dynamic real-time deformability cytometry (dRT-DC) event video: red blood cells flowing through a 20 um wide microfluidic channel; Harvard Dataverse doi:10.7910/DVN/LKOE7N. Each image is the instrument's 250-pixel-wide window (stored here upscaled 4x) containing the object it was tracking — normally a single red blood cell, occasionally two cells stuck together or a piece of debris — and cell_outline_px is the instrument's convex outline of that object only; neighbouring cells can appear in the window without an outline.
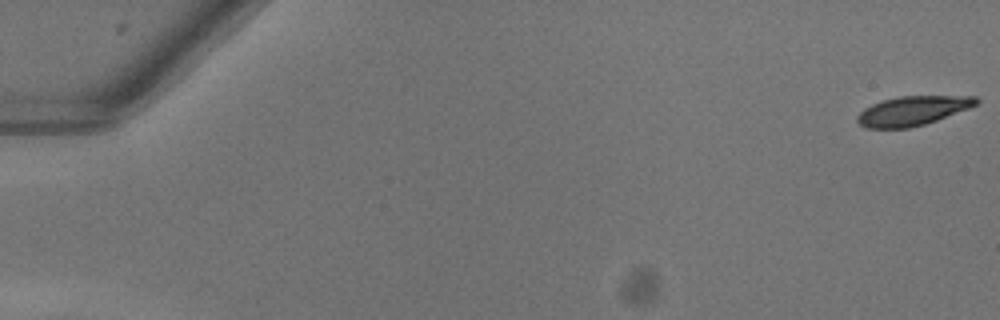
{"species": "common noctule bat (a hibernating species)", "species_latin": "Nyctalus noctula", "temperature_condition": "warm", "stored_images_in_passage": 53, "camera_frame_rate_fps": 3000, "um_per_image_px": 0.085, "animal": {"sex": "female"}, "frame": {"image": 1, "passage_image": 1, "time_ms": 0.0, "image_size_px": [1000, 320], "cell_outline_px": [[980, 100], [976, 104], [968, 108], [936, 120], [924, 124], [908, 128], [868, 128], [860, 124], [856, 120], [856, 116], [864, 108], [872, 104], [884, 100], [900, 96], [976, 96]], "centroid_in_image_um": [77.55, 9.41], "position_along_channel_um": 7.5, "area_um2": 20.06}}
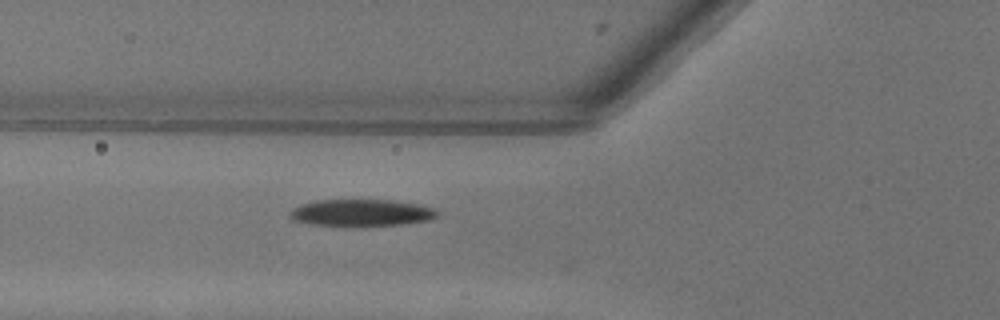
{"frame": {"image": 2, "passage_image": 21, "time_ms": 6.667, "image_size_px": [1000, 320], "cell_outline_px": [[440, 216], [428, 220], [404, 224], [312, 224], [296, 220], [288, 216], [292, 208], [300, 204], [316, 200], [396, 200], [436, 208], [440, 212]], "centroid_in_image_um": [30.78, 18.04], "position_along_channel_um": 95.0, "area_um2": 22.54}}
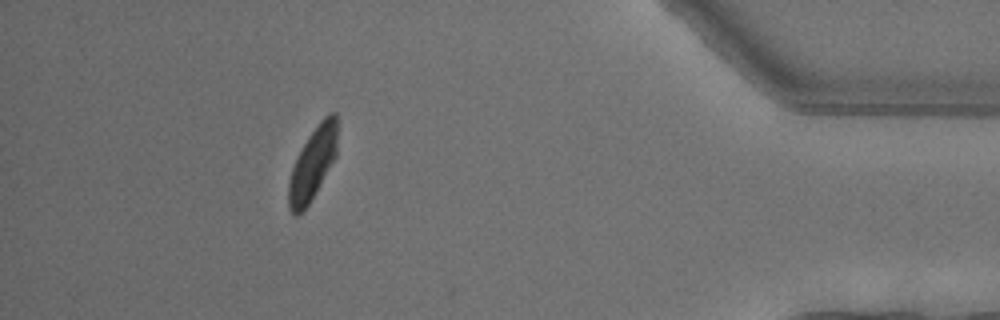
{"frame": {"image": 3, "passage_image": 48, "time_ms": 15.667, "image_size_px": [1000, 320], "cell_outline_px": [[336, 156], [308, 204], [296, 216], [288, 208], [288, 184], [292, 168], [308, 136], [320, 120], [328, 112], [336, 112]], "centroid_in_image_um": [26.57, 13.88], "position_along_channel_um": 408.6, "area_um2": 19.94}, "authors_computed_cell_mechanics": {"area_um2": 22.1952, "velocity_mm_per_s": 4.0267, "shape_relaxation_time_tau1_ms": 2.8508, "shape_relaxation_time_tau2_ms": null, "deformation_change_tau1": 0.154, "deformation_change_tau2": null}}